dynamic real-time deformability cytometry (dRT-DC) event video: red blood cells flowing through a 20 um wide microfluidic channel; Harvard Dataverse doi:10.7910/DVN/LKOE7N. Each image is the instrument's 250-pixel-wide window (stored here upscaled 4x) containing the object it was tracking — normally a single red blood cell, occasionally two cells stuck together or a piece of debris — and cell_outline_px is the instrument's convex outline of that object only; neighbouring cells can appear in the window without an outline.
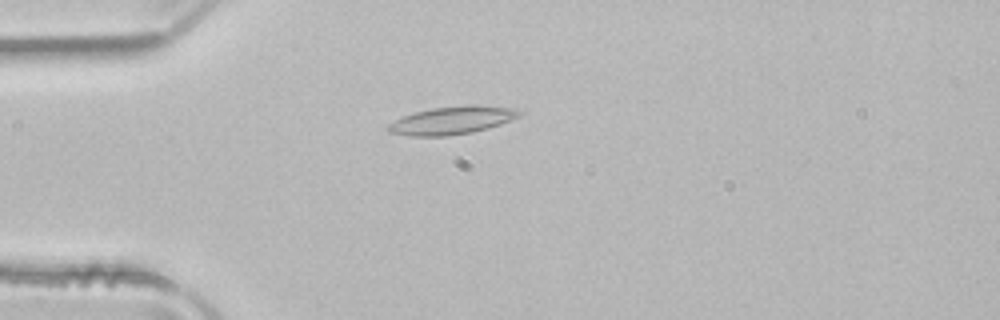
{"species": "common noctule bat (a hibernating species)", "species_latin": "Nyctalus noctula", "temperature_condition": "room temperature", "stored_images_in_passage": 51, "camera_frame_rate_fps": 3000, "um_per_image_px": 0.085, "animal": {"sex": "male", "body_mass_g": 21.5, "forearm_length_mm": 52.0}, "frame": {"image": 1, "passage_image": 13, "time_ms": 4.0, "image_size_px": [1000, 320], "cell_outline_px": [[524, 112], [520, 116], [500, 124], [488, 128], [472, 132], [448, 136], [408, 136], [388, 132], [384, 128], [388, 124], [404, 116], [416, 112], [432, 108], [468, 104], [476, 104], [516, 108]], "centroid_in_image_um": [38.44, 10.22], "position_along_channel_um": 46.6, "area_um2": 21.56}}
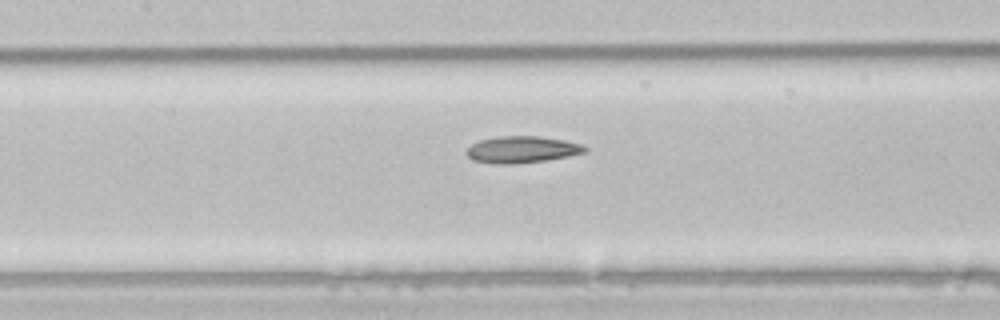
{"frame": {"image": 2, "passage_image": 23, "time_ms": 7.333, "image_size_px": [1000, 320], "cell_outline_px": [[588, 152], [568, 156], [544, 160], [512, 164], [496, 164], [472, 160], [464, 152], [472, 144], [480, 140], [500, 136], [536, 136], [564, 140], [584, 144], [588, 148]], "centroid_in_image_um": [44.38, 12.71], "position_along_channel_um": 163.0, "area_um2": 18.44}}
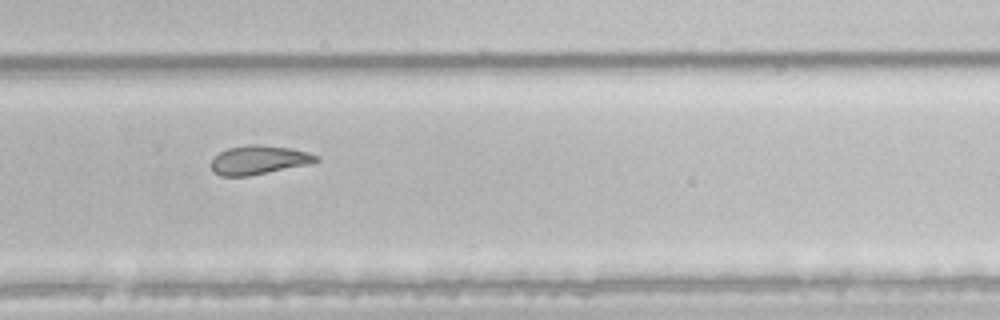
{"frame": {"image": 3, "passage_image": 34, "time_ms": 11.0, "image_size_px": [1000, 320], "cell_outline_px": [[320, 160], [312, 164], [248, 176], [220, 176], [212, 172], [212, 160], [220, 152], [228, 148], [256, 144], [260, 144], [292, 148], [308, 152], [320, 156]], "centroid_in_image_um": [22.06, 13.6], "position_along_channel_um": 307.7, "area_um2": 17.8}, "authors_computed_cell_mechanics": {"area_um2": 20.23, "velocity_mm_per_s": 3.9684, "shape_relaxation_time_tau1_ms": null, "shape_relaxation_time_tau2_ms": 4.2247, "deformation_change_tau1": null, "deformation_change_tau2": 0.1156}}